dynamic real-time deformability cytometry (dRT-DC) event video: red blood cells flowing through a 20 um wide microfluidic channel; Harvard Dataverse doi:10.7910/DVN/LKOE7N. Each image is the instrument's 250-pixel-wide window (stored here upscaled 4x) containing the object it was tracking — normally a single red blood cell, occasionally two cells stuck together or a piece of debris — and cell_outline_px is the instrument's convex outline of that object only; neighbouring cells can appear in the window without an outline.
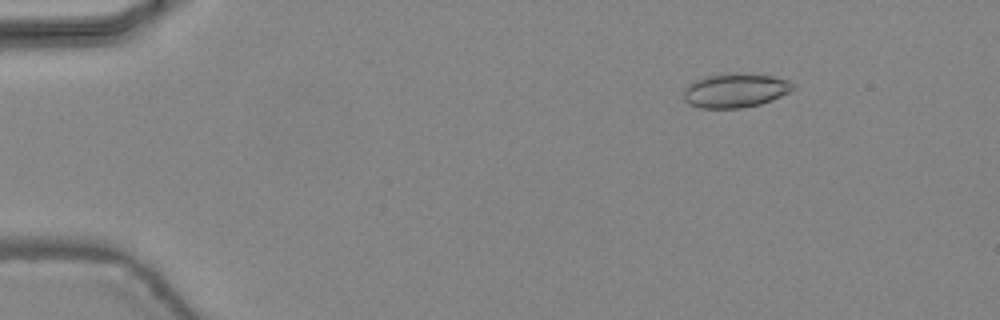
{"species": "common noctule bat (a hibernating species)", "species_latin": "Nyctalus noctula", "temperature_condition": "warm", "stored_images_in_passage": 43, "camera_frame_rate_fps": 3000, "um_per_image_px": 0.085, "animal": {"sex": "female", "body_mass_g": 24.6, "forearm_length_mm": 56.2}, "frame": {"image": 1, "passage_image": 3, "time_ms": 0.667, "image_size_px": [1000, 320], "cell_outline_px": [[796, 88], [772, 100], [760, 104], [740, 108], [700, 108], [688, 104], [684, 100], [684, 88], [692, 80], [704, 76], [732, 72], [736, 72], [772, 76], [788, 80]], "centroid_in_image_um": [62.45, 7.67], "position_along_channel_um": 22.6, "area_um2": 22.02}}
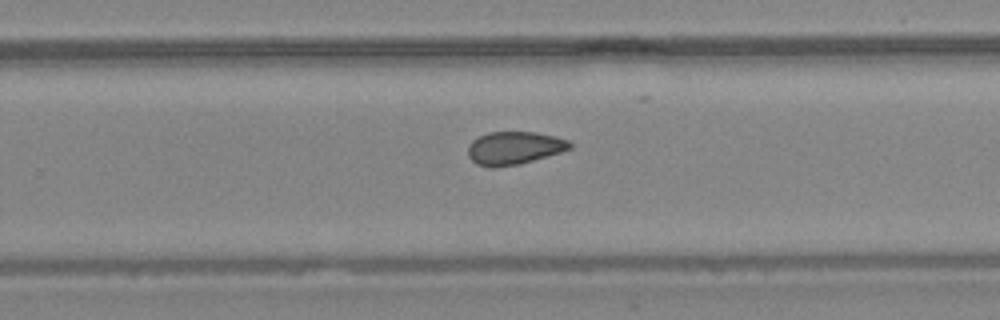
{"frame": {"image": 2, "passage_image": 27, "time_ms": 8.667, "image_size_px": [1000, 320], "cell_outline_px": [[572, 148], [560, 152], [520, 164], [492, 168], [476, 164], [468, 156], [468, 144], [472, 140], [488, 132], [536, 132], [556, 136], [568, 140], [572, 144]], "centroid_in_image_um": [43.69, 12.58], "position_along_channel_um": 286.1, "area_um2": 19.65}}
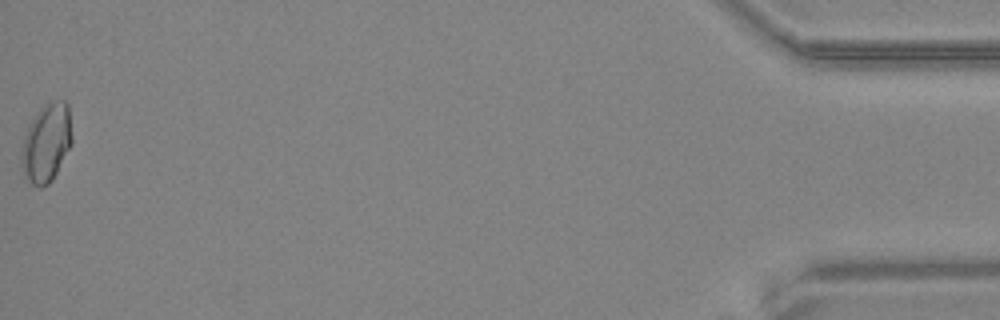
{"frame": {"image": 3, "passage_image": 43, "time_ms": 14.0, "image_size_px": [1000, 320], "cell_outline_px": [[72, 144], [52, 180], [48, 184], [40, 188], [24, 180], [20, 164], [20, 152], [24, 136], [28, 124], [36, 112], [48, 100], [64, 100], [68, 104], [72, 136]], "centroid_in_image_um": [3.91, 12.15], "position_along_channel_um": 431.3, "area_um2": 23.76}, "authors_computed_cell_mechanics": {"area_um2": 20.3456, "velocity_mm_per_s": 4.4992, "shape_relaxation_time_tau1_ms": null, "shape_relaxation_time_tau2_ms": 1.8796, "deformation_change_tau1": null, "deformation_change_tau2": 0.0699}}